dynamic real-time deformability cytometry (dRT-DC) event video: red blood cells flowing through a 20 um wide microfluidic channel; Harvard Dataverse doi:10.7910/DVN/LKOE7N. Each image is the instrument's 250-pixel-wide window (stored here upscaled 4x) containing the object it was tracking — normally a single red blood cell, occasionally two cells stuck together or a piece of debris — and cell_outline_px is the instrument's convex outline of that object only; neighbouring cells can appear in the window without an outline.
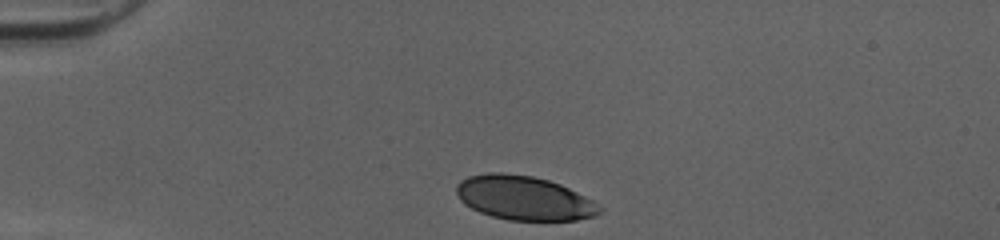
{"species": "human", "species_latin": "Homo sapiens", "temperature_condition": "cold", "stored_images_in_passage": 31, "camera_frame_rate_fps": 3000, "um_per_image_px": 0.085, "donor": {"sex": "female"}, "frame": {"image": 1, "passage_image": 1, "time_ms": 0.0, "image_size_px": [1000, 240], "cell_outline_px": [[604, 208], [596, 216], [576, 220], [508, 220], [492, 216], [480, 212], [464, 204], [460, 200], [456, 192], [456, 184], [460, 180], [468, 176], [488, 172], [500, 172], [532, 176], [548, 180], [560, 184], [592, 200]], "centroid_in_image_um": [44.52, 16.83], "position_along_channel_um": 40.5, "area_um2": 36.88}}
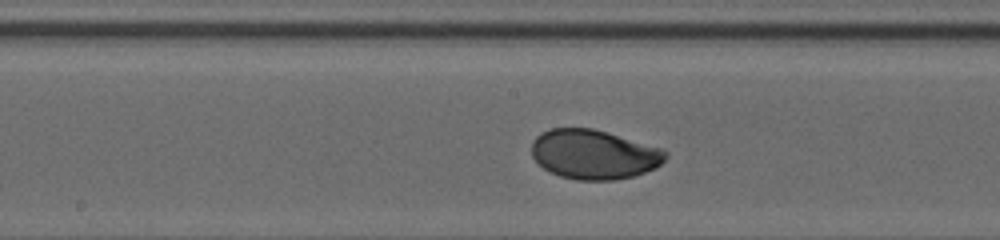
{"frame": {"image": 2, "passage_image": 16, "time_ms": 5.0, "image_size_px": [1000, 240], "cell_outline_px": [[668, 156], [656, 168], [632, 176], [616, 180], [576, 180], [560, 176], [548, 172], [532, 156], [532, 140], [540, 132], [552, 128], [592, 128], [664, 148], [668, 152]], "centroid_in_image_um": [50.49, 13.12], "position_along_channel_um": 197.7, "area_um2": 38.84}}
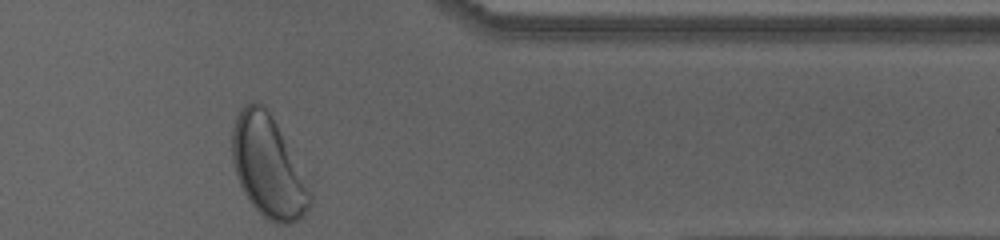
{"frame": {"image": 3, "passage_image": 31, "time_ms": 10.0, "image_size_px": [1000, 240], "cell_outline_px": [[312, 200], [304, 216], [288, 224], [276, 224], [268, 220], [248, 200], [240, 184], [232, 160], [232, 128], [236, 116], [240, 108], [244, 104], [252, 100], [264, 104], [312, 172]], "centroid_in_image_um": [22.93, 14.11], "position_along_channel_um": 388.5, "area_um2": 48.67}, "authors_computed_cell_mechanics": {"area_um2": 38.8416, "velocity_mm_per_s": 4.0168, "shape_relaxation_time_tau1_ms": 2.1967, "shape_relaxation_time_tau2_ms": null, "deformation_change_tau1": 0.1346, "deformation_change_tau2": null}}